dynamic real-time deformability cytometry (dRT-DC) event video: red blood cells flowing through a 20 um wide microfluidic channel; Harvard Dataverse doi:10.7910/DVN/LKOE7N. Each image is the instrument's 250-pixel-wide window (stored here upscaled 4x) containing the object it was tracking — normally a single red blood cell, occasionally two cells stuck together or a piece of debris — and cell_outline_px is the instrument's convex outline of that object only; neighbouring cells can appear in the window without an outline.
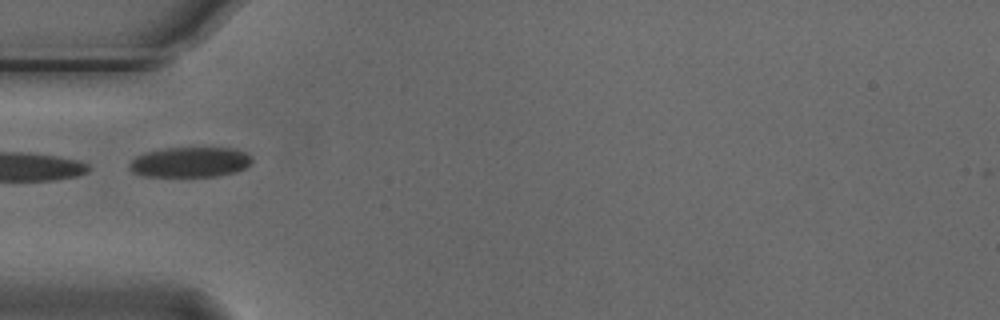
{"species": "Egyptian fruit bat (a non-hibernating species)", "species_latin": "Rousettus aegyptiacus", "temperature_condition": "cold", "stored_images_in_passage": 3, "camera_frame_rate_fps": 3000, "um_per_image_px": 0.085, "animal": {"sex": "male"}, "frame": {"image": 1, "passage_image": 1, "time_ms": 0.0, "image_size_px": [1000, 320], "cell_outline_px": [[252, 160], [244, 168], [236, 172], [216, 176], [144, 176], [132, 172], [128, 168], [128, 164], [136, 156], [144, 152], [164, 148], [236, 148], [252, 156]], "centroid_in_image_um": [16.12, 13.77], "position_along_channel_um": 68.9, "area_um2": 21.62}}